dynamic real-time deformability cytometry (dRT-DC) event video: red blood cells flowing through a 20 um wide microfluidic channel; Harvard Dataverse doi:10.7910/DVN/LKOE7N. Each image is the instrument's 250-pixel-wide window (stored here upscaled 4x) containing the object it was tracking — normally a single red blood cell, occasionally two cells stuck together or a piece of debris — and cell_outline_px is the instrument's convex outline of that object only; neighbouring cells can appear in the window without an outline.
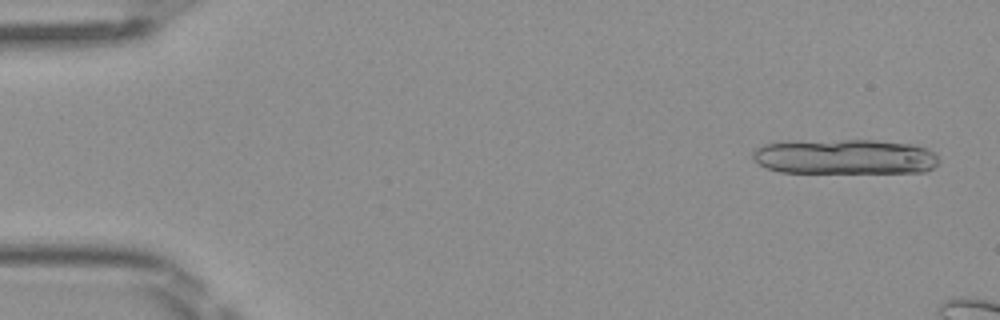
{"species": "Egyptian fruit bat (a non-hibernating species)", "species_latin": "Rousettus aegyptiacus", "temperature_condition": "room temperature", "stored_images_in_passage": 4, "camera_frame_rate_fps": 3000, "um_per_image_px": 0.085, "frame": {"image": 1, "passage_image": 1, "time_ms": 0.0, "image_size_px": [1000, 320], "cell_outline_px": [[940, 160], [932, 168], [924, 172], [780, 172], [768, 168], [752, 160], [752, 152], [756, 148], [764, 144], [788, 140], [876, 140], [912, 144], [928, 148], [936, 152]], "centroid_in_image_um": [71.8, 13.3], "position_along_channel_um": 13.2, "area_um2": 38.55}}